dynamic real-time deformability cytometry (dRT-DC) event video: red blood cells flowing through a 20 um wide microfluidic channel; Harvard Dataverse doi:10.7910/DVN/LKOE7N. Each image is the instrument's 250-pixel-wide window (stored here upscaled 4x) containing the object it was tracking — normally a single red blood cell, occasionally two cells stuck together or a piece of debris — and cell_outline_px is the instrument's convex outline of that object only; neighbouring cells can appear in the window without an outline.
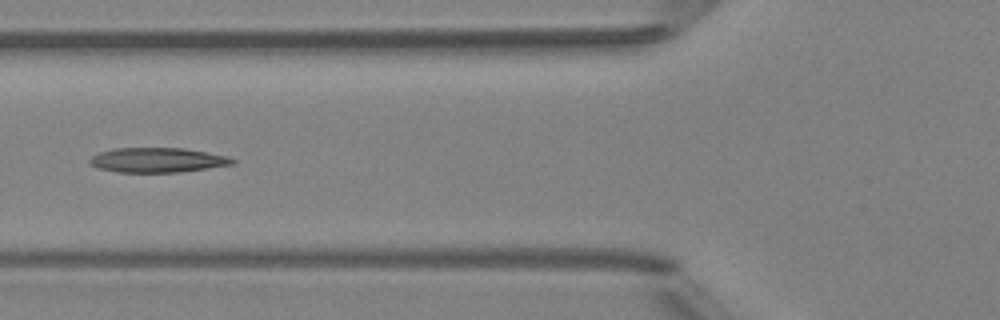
{"species": "Egyptian fruit bat (a non-hibernating species)", "species_latin": "Rousettus aegyptiacus", "temperature_condition": "room temperature", "stored_images_in_passage": 5, "camera_frame_rate_fps": 3000, "um_per_image_px": 0.085, "animal": {"sex": "female"}, "frame": {"image": 1, "passage_image": 4, "time_ms": 4.333, "image_size_px": [1000, 320], "cell_outline_px": [[236, 164], [180, 172], [116, 172], [96, 168], [88, 164], [88, 160], [92, 156], [100, 152], [112, 148], [184, 148], [208, 152], [228, 156], [236, 160]], "centroid_in_image_um": [13.37, 13.6], "position_along_channel_um": 112.4, "area_um2": 20.81}}
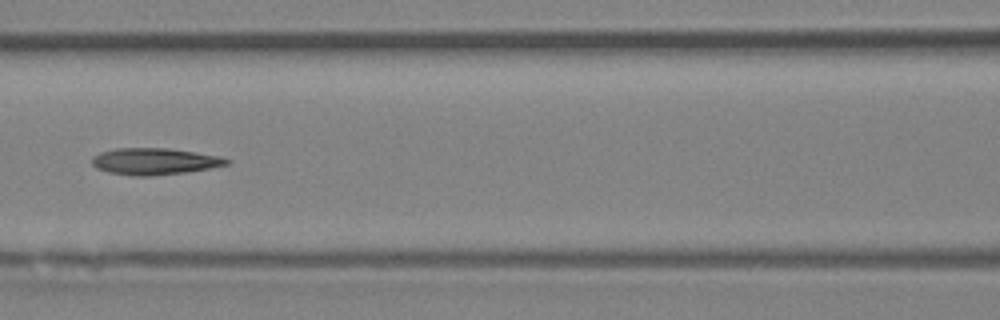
{"frame": {"image": 2, "passage_image": 5, "time_ms": 5.333, "image_size_px": [1000, 320], "cell_outline_px": [[232, 160], [228, 164], [188, 172], [148, 176], [136, 176], [108, 172], [96, 168], [92, 164], [92, 156], [100, 152], [116, 148], [168, 148], [220, 156]], "centroid_in_image_um": [13.12, 13.71], "position_along_channel_um": 153.5, "area_um2": 20.87}}